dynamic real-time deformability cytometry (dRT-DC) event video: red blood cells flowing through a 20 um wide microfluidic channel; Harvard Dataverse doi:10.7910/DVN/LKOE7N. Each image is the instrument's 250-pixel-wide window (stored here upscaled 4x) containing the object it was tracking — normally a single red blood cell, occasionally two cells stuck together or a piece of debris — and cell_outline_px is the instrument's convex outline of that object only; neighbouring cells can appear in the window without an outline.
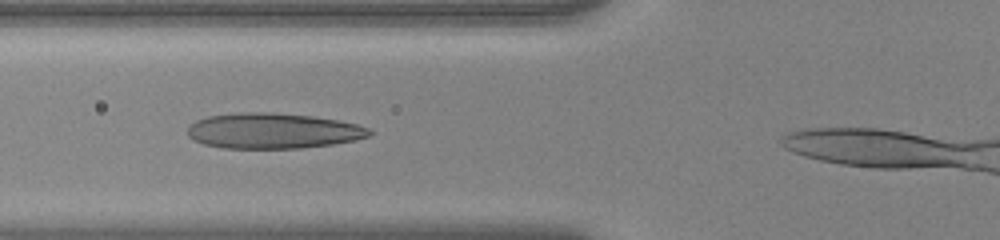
{"species": "human", "species_latin": "Homo sapiens", "temperature_condition": "warm", "stored_images_in_passage": 31, "camera_frame_rate_fps": 3000, "um_per_image_px": 0.085, "donor": {"sex": "female"}, "frame": {"image": 1, "passage_image": 6, "time_ms": 1.667, "image_size_px": [1000, 240], "cell_outline_px": [[372, 132], [368, 136], [356, 140], [332, 144], [300, 148], [224, 148], [204, 144], [188, 136], [188, 124], [196, 120], [208, 116], [236, 112], [272, 112], [312, 116], [336, 120], [356, 124], [368, 128]], "centroid_in_image_um": [23.17, 11.11], "position_along_channel_um": 102.6, "area_um2": 37.57}}
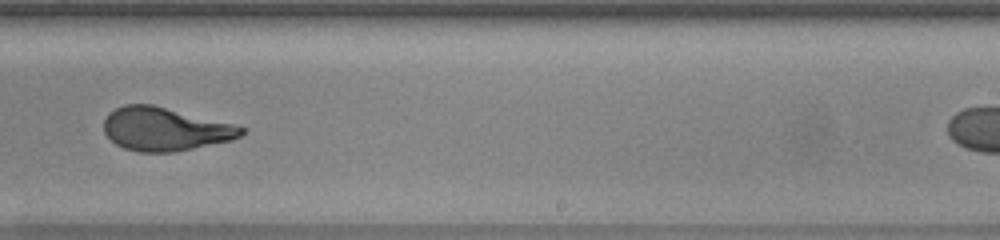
{"frame": {"image": 2, "passage_image": 19, "time_ms": 6.0, "image_size_px": [1000, 240], "cell_outline_px": [[244, 132], [240, 136], [232, 140], [172, 152], [140, 152], [124, 148], [116, 144], [104, 132], [104, 120], [108, 112], [124, 104], [152, 104], [232, 124], [244, 128]], "centroid_in_image_um": [13.98, 10.97], "position_along_channel_um": 275.0, "area_um2": 34.33}}
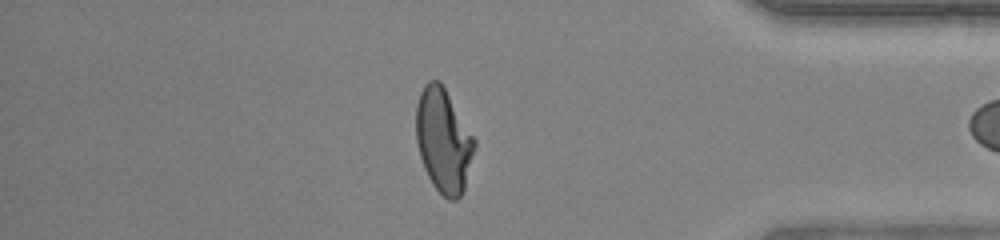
{"frame": {"image": 3, "passage_image": 30, "time_ms": 9.667, "image_size_px": [1000, 240], "cell_outline_px": [[476, 148], [464, 188], [460, 196], [456, 200], [448, 200], [432, 184], [424, 168], [420, 156], [416, 140], [416, 104], [420, 92], [424, 84], [428, 80], [440, 80], [476, 140]], "centroid_in_image_um": [37.69, 11.92], "position_along_channel_um": 397.5, "area_um2": 35.43}}